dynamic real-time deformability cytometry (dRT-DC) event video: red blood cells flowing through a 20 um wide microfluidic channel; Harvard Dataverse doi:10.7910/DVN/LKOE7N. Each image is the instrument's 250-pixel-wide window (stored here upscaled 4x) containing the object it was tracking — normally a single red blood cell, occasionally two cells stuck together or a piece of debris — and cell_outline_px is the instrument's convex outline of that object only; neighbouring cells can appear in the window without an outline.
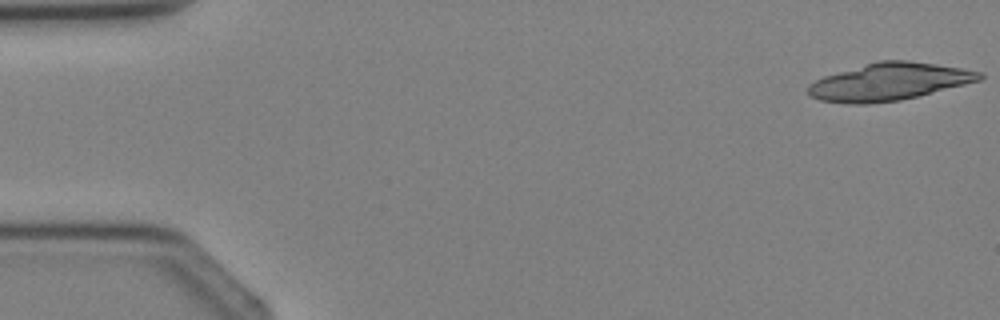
{"species": "Egyptian fruit bat (a non-hibernating species)", "species_latin": "Rousettus aegyptiacus", "temperature_condition": "cold", "stored_images_in_passage": 3, "camera_frame_rate_fps": 3000, "um_per_image_px": 0.085, "animal": {"sex": "female"}, "frame": {"image": 1, "passage_image": 1, "time_ms": 0.0, "image_size_px": [1000, 320], "cell_outline_px": [[984, 76], [980, 80], [900, 100], [868, 104], [848, 104], [820, 100], [808, 96], [808, 84], [824, 76], [880, 60], [908, 60], [936, 64], [984, 72]], "centroid_in_image_um": [75.55, 6.95], "position_along_channel_um": 9.5, "area_um2": 36.99}}